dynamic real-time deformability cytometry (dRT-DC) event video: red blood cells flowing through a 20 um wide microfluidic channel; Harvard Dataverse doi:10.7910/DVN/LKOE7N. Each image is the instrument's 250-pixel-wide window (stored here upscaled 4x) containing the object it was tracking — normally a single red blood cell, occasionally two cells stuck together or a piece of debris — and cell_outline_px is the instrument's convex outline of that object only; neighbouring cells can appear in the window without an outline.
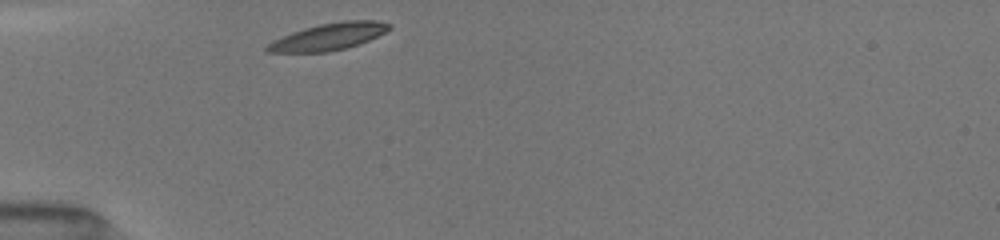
{"species": "common noctule bat (a hibernating species)", "species_latin": "Nyctalus noctula", "temperature_condition": "room temperature", "stored_images_in_passage": 26, "camera_frame_rate_fps": 3000, "um_per_image_px": 0.085, "animal": {"sex": "female", "body_mass_g": 19.5, "forearm_length_mm": 54.1}, "frame": {"image": 1, "passage_image": 1, "time_ms": 0.0, "image_size_px": [1000, 240], "cell_outline_px": [[392, 28], [368, 40], [344, 48], [328, 52], [264, 52], [264, 48], [272, 40], [292, 32], [304, 28], [320, 24], [344, 20], [376, 20], [392, 24]], "centroid_in_image_um": [27.91, 3.1], "position_along_channel_um": 57.1, "area_um2": 19.02}}
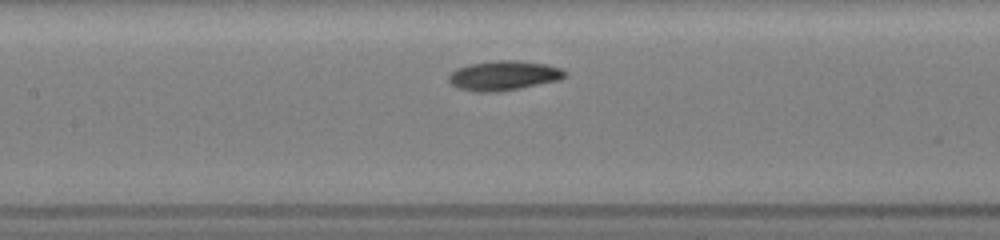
{"frame": {"image": 2, "passage_image": 10, "time_ms": 3.0, "image_size_px": [1000, 240], "cell_outline_px": [[568, 72], [560, 80], [520, 88], [496, 92], [476, 92], [460, 88], [452, 84], [448, 80], [448, 76], [456, 68], [468, 64], [496, 60], [516, 60], [548, 64], [564, 68]], "centroid_in_image_um": [42.85, 6.41], "position_along_channel_um": 164.6, "area_um2": 20.23}}
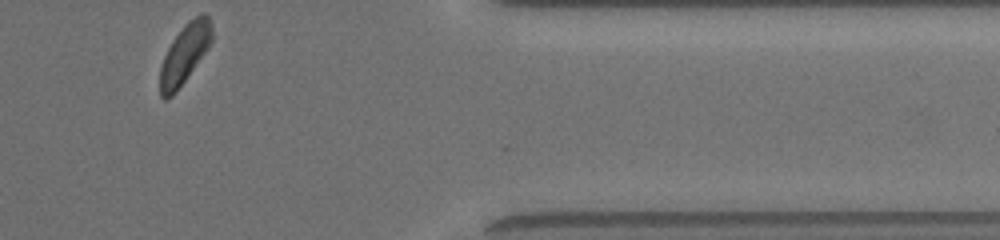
{"frame": {"image": 3, "passage_image": 26, "time_ms": 9.333, "image_size_px": [1000, 240], "cell_outline_px": [[212, 40], [204, 52], [176, 92], [172, 96], [164, 100], [160, 96], [160, 68], [164, 56], [172, 40], [184, 24], [188, 20], [200, 12], [204, 12], [208, 16], [212, 24]], "centroid_in_image_um": [15.69, 4.53], "position_along_channel_um": 395.7, "area_um2": 17.74}, "authors_computed_cell_mechanics": {"area_um2": 19.2185, "velocity_mm_per_s": 3.9713, "shape_relaxation_time_tau1_ms": 1.5153, "shape_relaxation_time_tau2_ms": 5.6026, "deformation_change_tau1": 0.106, "deformation_change_tau2": 0.1156}}